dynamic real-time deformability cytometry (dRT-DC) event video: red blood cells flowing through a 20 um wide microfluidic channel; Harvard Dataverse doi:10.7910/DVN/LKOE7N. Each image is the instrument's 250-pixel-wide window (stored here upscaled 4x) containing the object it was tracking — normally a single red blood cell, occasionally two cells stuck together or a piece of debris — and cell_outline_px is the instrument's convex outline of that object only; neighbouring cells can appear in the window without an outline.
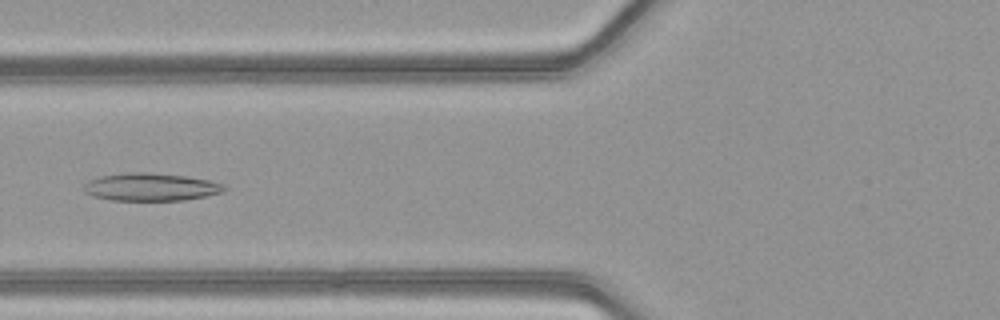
{"species": "common noctule bat (a hibernating species)", "species_latin": "Nyctalus noctula", "temperature_condition": "warm", "stored_images_in_passage": 49, "camera_frame_rate_fps": 3000, "um_per_image_px": 0.085, "animal": {"sex": "female", "body_mass_g": 21.9}, "frame": {"image": 1, "passage_image": 20, "time_ms": 6.333, "image_size_px": [1000, 320], "cell_outline_px": [[228, 188], [224, 192], [208, 196], [184, 200], [112, 200], [92, 196], [84, 192], [84, 184], [88, 180], [100, 176], [128, 172], [148, 172], [184, 176], [208, 180], [224, 184]], "centroid_in_image_um": [12.83, 15.89], "position_along_channel_um": 113.0, "area_um2": 22.83}}
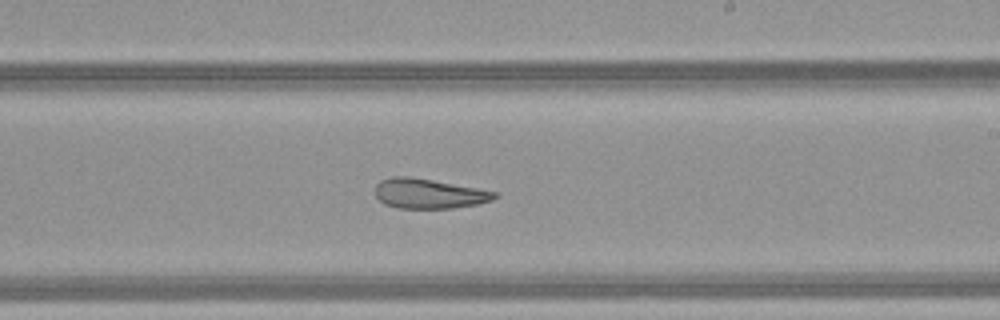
{"frame": {"image": 2, "passage_image": 30, "time_ms": 9.667, "image_size_px": [1000, 320], "cell_outline_px": [[500, 196], [492, 200], [476, 204], [452, 208], [396, 208], [384, 204], [376, 196], [376, 184], [380, 180], [392, 176], [408, 176], [432, 180], [476, 188], [496, 192]], "centroid_in_image_um": [36.42, 16.46], "position_along_channel_um": 252.6, "area_um2": 20.63}}
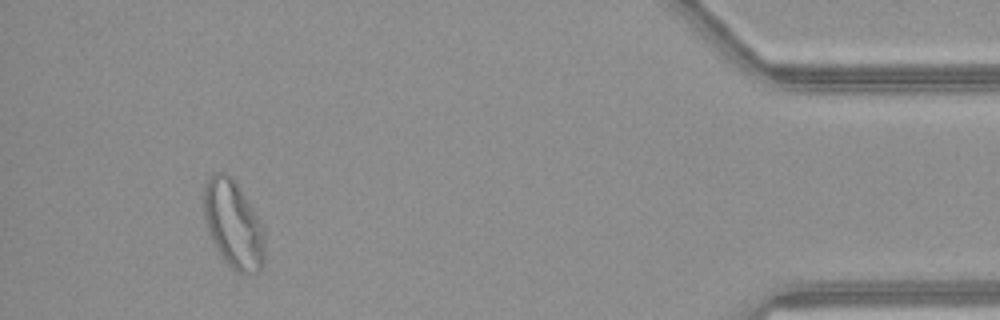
{"frame": {"image": 3, "passage_image": 46, "time_ms": 15.0, "image_size_px": [1000, 320], "cell_outline_px": [[264, 264], [256, 272], [236, 272], [224, 260], [216, 248], [208, 232], [204, 220], [204, 184], [216, 172], [224, 172], [232, 176], [264, 224]], "centroid_in_image_um": [19.85, 19.05], "position_along_channel_um": 415.4, "area_um2": 31.27}, "authors_computed_cell_mechanics": {"area_um2": 27.744, "velocity_mm_per_s": 4.1678, "shape_relaxation_time_tau1_ms": null, "shape_relaxation_time_tau2_ms": 3.2128, "deformation_change_tau1": null, "deformation_change_tau2": 0.1235}}